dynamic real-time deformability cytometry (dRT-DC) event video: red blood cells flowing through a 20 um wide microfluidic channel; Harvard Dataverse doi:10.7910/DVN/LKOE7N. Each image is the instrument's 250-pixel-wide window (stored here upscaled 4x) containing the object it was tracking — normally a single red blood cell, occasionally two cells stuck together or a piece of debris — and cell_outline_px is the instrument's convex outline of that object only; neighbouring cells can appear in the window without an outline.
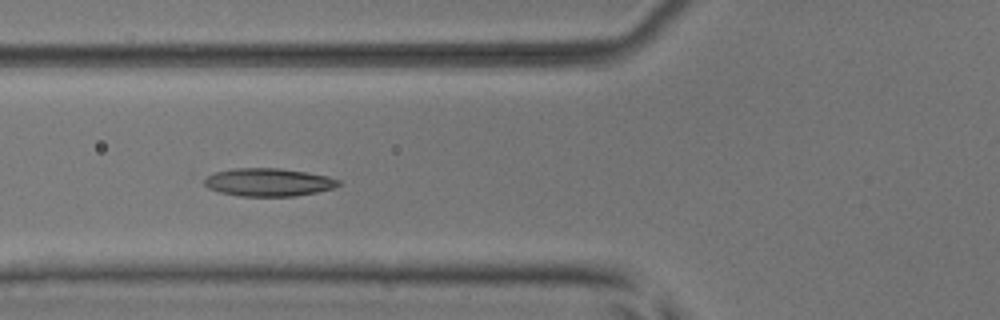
{"species": "common noctule bat (a hibernating species)", "species_latin": "Nyctalus noctula", "temperature_condition": "room temperature", "stored_images_in_passage": 7, "camera_frame_rate_fps": 3000, "um_per_image_px": 0.085, "animal": {"sex": "male", "body_mass_g": 17.9, "forearm_length_mm": 54.2}, "frame": {"image": 1, "passage_image": 5, "time_ms": 4.667, "image_size_px": [1000, 320], "cell_outline_px": [[340, 184], [332, 188], [316, 192], [296, 196], [240, 196], [220, 192], [208, 188], [204, 184], [200, 176], [216, 172], [236, 168], [280, 168], [328, 176], [340, 180]], "centroid_in_image_um": [22.75, 15.48], "position_along_channel_um": 103.1, "area_um2": 21.96}}
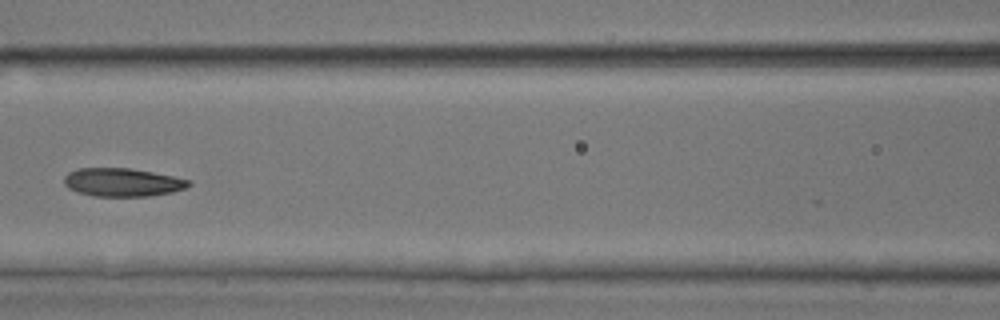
{"frame": {"image": 2, "passage_image": 6, "time_ms": 6.0, "image_size_px": [1000, 320], "cell_outline_px": [[192, 184], [184, 188], [172, 192], [148, 196], [92, 196], [76, 192], [68, 188], [64, 184], [64, 176], [68, 172], [80, 168], [128, 168], [152, 172], [192, 180]], "centroid_in_image_um": [10.38, 15.5], "position_along_channel_um": 156.2, "area_um2": 20.58}}
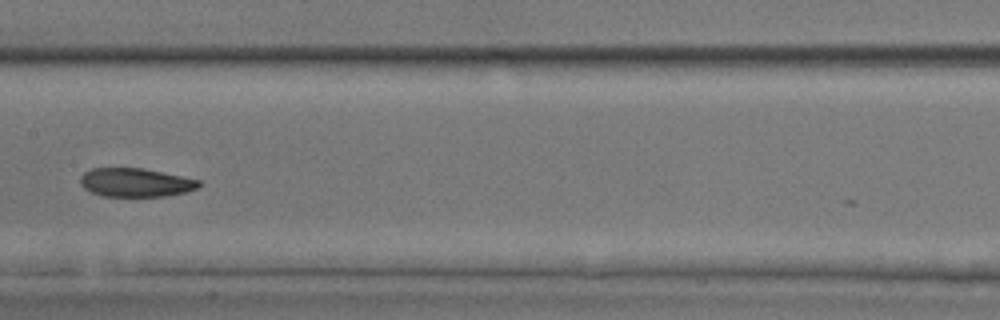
{"frame": {"image": 3, "passage_image": 7, "time_ms": 7.0, "image_size_px": [1000, 320], "cell_outline_px": [[204, 184], [196, 188], [184, 192], [164, 196], [100, 196], [84, 188], [80, 184], [80, 176], [84, 172], [92, 168], [140, 168], [200, 180]], "centroid_in_image_um": [11.49, 15.51], "position_along_channel_um": 195.9, "area_um2": 19.65}}